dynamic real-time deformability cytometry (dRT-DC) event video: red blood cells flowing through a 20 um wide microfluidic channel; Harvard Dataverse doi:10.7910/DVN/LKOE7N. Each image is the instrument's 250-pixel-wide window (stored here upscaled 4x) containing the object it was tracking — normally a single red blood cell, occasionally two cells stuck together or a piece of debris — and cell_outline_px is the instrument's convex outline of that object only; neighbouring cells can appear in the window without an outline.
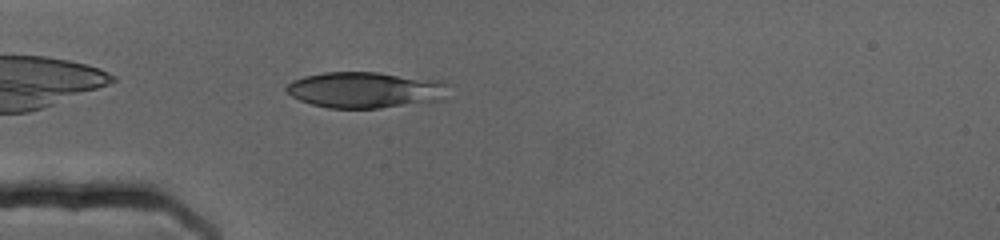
{"species": "human", "species_latin": "Homo sapiens", "temperature_condition": "cold", "stored_images_in_passage": 56, "camera_frame_rate_fps": 3000, "um_per_image_px": 0.085, "donor": {"sex": "female"}, "frame": {"image": 1, "passage_image": 5, "time_ms": 1.333, "image_size_px": [1000, 240], "cell_outline_px": [[452, 84], [448, 100], [380, 108], [328, 108], [312, 104], [300, 100], [292, 96], [284, 88], [292, 80], [304, 76], [324, 72], [376, 72], [440, 80]], "centroid_in_image_um": [31.18, 7.64], "position_along_channel_um": 53.8, "area_um2": 34.8}}
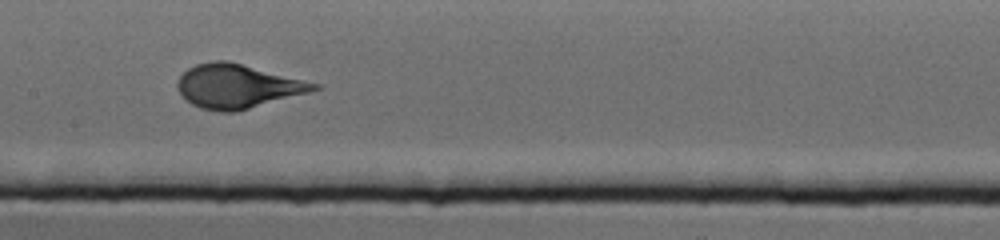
{"frame": {"image": 2, "passage_image": 20, "time_ms": 6.333, "image_size_px": [1000, 240], "cell_outline_px": [[320, 88], [308, 92], [236, 112], [216, 112], [200, 108], [192, 104], [176, 88], [176, 84], [180, 76], [188, 68], [196, 64], [212, 60], [228, 60], [320, 84]], "centroid_in_image_um": [20.15, 7.32], "position_along_channel_um": 187.2, "area_um2": 34.74}}
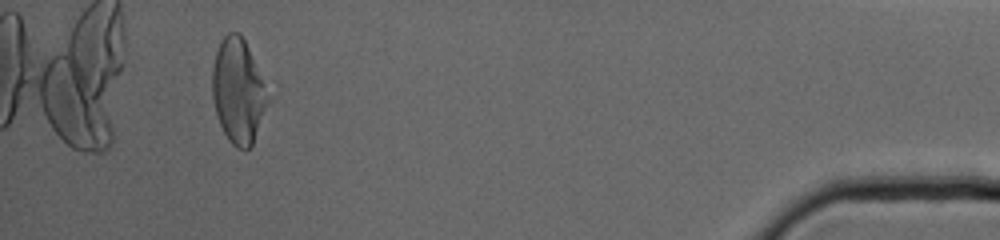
{"frame": {"image": 3, "passage_image": 51, "time_ms": 16.667, "image_size_px": [1000, 240], "cell_outline_px": [[264, 108], [252, 144], [248, 148], [236, 148], [228, 140], [220, 124], [216, 112], [212, 96], [212, 64], [220, 40], [228, 32], [236, 32], [244, 40], [248, 48], [260, 80], [264, 100]], "centroid_in_image_um": [20.12, 7.73], "position_along_channel_um": 415.1, "area_um2": 31.91}}